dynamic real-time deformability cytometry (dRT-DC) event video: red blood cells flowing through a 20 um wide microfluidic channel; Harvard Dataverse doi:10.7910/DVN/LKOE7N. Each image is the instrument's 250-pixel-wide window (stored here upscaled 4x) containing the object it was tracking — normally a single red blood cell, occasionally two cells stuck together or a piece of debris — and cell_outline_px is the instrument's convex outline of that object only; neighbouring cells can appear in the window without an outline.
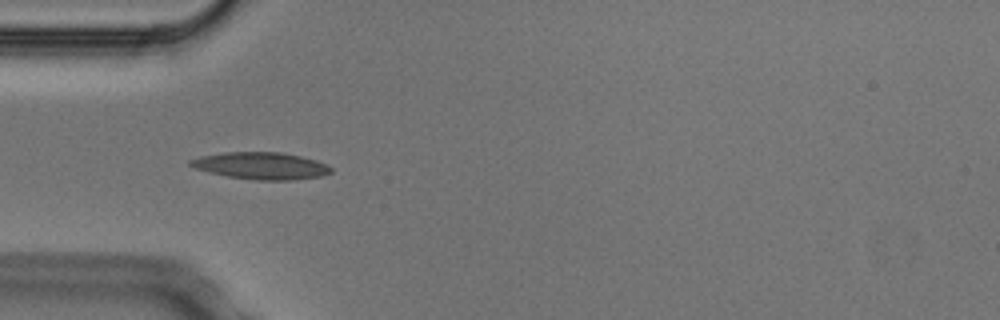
{"species": "Egyptian fruit bat (a non-hibernating species)", "species_latin": "Rousettus aegyptiacus", "temperature_condition": "cold", "stored_images_in_passage": 3, "camera_frame_rate_fps": 3000, "um_per_image_px": 0.085, "animal": {"sex": "male"}, "frame": {"image": 1, "passage_image": 2, "time_ms": 0.333, "image_size_px": [1000, 320], "cell_outline_px": [[332, 172], [324, 176], [292, 180], [256, 180], [228, 176], [208, 172], [192, 168], [188, 164], [188, 160], [200, 156], [224, 152], [284, 152], [316, 160], [328, 164], [332, 168]], "centroid_in_image_um": [22.19, 14.09], "position_along_channel_um": 62.8, "area_um2": 22.43}}
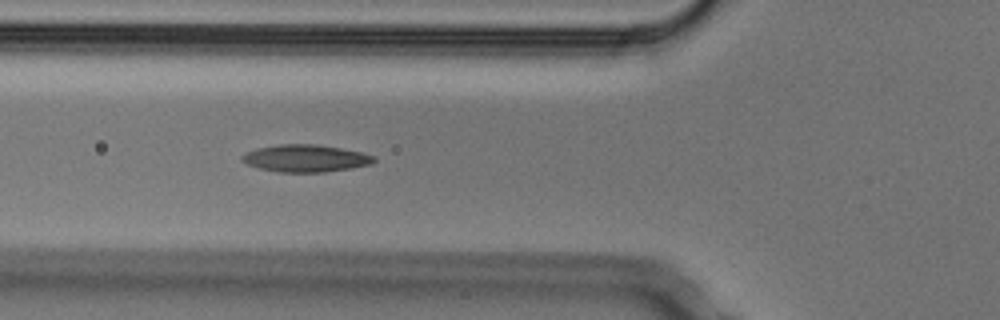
{"frame": {"image": 2, "passage_image": 3, "time_ms": 0.667, "image_size_px": [1000, 320], "cell_outline_px": [[376, 160], [372, 164], [352, 168], [324, 172], [280, 172], [260, 168], [248, 164], [240, 160], [240, 156], [244, 152], [256, 148], [280, 144], [316, 144], [340, 148], [360, 152], [376, 156]], "centroid_in_image_um": [25.96, 13.45], "position_along_channel_um": 99.8, "area_um2": 21.04}}